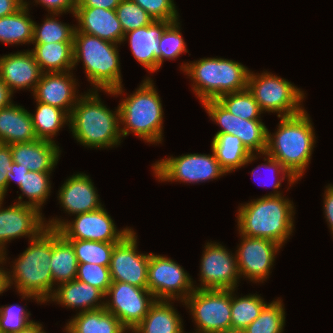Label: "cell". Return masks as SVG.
<instances>
[{"label":"cell","mask_w":333,"mask_h":333,"mask_svg":"<svg viewBox=\"0 0 333 333\" xmlns=\"http://www.w3.org/2000/svg\"><path fill=\"white\" fill-rule=\"evenodd\" d=\"M42 73L30 50L0 56V78L13 94L21 89L33 93Z\"/></svg>","instance_id":"20"},{"label":"cell","mask_w":333,"mask_h":333,"mask_svg":"<svg viewBox=\"0 0 333 333\" xmlns=\"http://www.w3.org/2000/svg\"><path fill=\"white\" fill-rule=\"evenodd\" d=\"M13 162L35 172H53L61 150L56 142L37 139L10 145Z\"/></svg>","instance_id":"24"},{"label":"cell","mask_w":333,"mask_h":333,"mask_svg":"<svg viewBox=\"0 0 333 333\" xmlns=\"http://www.w3.org/2000/svg\"><path fill=\"white\" fill-rule=\"evenodd\" d=\"M200 259V281L195 289L237 290L240 275L236 254L219 242H207Z\"/></svg>","instance_id":"13"},{"label":"cell","mask_w":333,"mask_h":333,"mask_svg":"<svg viewBox=\"0 0 333 333\" xmlns=\"http://www.w3.org/2000/svg\"><path fill=\"white\" fill-rule=\"evenodd\" d=\"M0 199V252L6 251V244L12 240L28 237L29 241L38 237L46 228L42 212L27 204L14 202L9 207Z\"/></svg>","instance_id":"18"},{"label":"cell","mask_w":333,"mask_h":333,"mask_svg":"<svg viewBox=\"0 0 333 333\" xmlns=\"http://www.w3.org/2000/svg\"><path fill=\"white\" fill-rule=\"evenodd\" d=\"M170 21H153L150 25L127 32L122 40H128L131 52L137 62L148 72L160 69L159 38Z\"/></svg>","instance_id":"22"},{"label":"cell","mask_w":333,"mask_h":333,"mask_svg":"<svg viewBox=\"0 0 333 333\" xmlns=\"http://www.w3.org/2000/svg\"><path fill=\"white\" fill-rule=\"evenodd\" d=\"M231 290V331H243L261 313L267 304L258 294H249L237 297Z\"/></svg>","instance_id":"34"},{"label":"cell","mask_w":333,"mask_h":333,"mask_svg":"<svg viewBox=\"0 0 333 333\" xmlns=\"http://www.w3.org/2000/svg\"><path fill=\"white\" fill-rule=\"evenodd\" d=\"M145 10L155 21L179 20L174 0H131Z\"/></svg>","instance_id":"45"},{"label":"cell","mask_w":333,"mask_h":333,"mask_svg":"<svg viewBox=\"0 0 333 333\" xmlns=\"http://www.w3.org/2000/svg\"><path fill=\"white\" fill-rule=\"evenodd\" d=\"M73 71L42 73L33 91L35 101L64 110L69 116L81 94Z\"/></svg>","instance_id":"19"},{"label":"cell","mask_w":333,"mask_h":333,"mask_svg":"<svg viewBox=\"0 0 333 333\" xmlns=\"http://www.w3.org/2000/svg\"><path fill=\"white\" fill-rule=\"evenodd\" d=\"M25 5V0H0V18L17 12Z\"/></svg>","instance_id":"50"},{"label":"cell","mask_w":333,"mask_h":333,"mask_svg":"<svg viewBox=\"0 0 333 333\" xmlns=\"http://www.w3.org/2000/svg\"><path fill=\"white\" fill-rule=\"evenodd\" d=\"M323 199L325 219L333 235V184L326 186Z\"/></svg>","instance_id":"48"},{"label":"cell","mask_w":333,"mask_h":333,"mask_svg":"<svg viewBox=\"0 0 333 333\" xmlns=\"http://www.w3.org/2000/svg\"><path fill=\"white\" fill-rule=\"evenodd\" d=\"M89 175L76 173L65 180L58 191V200L70 216L97 210L103 205Z\"/></svg>","instance_id":"21"},{"label":"cell","mask_w":333,"mask_h":333,"mask_svg":"<svg viewBox=\"0 0 333 333\" xmlns=\"http://www.w3.org/2000/svg\"><path fill=\"white\" fill-rule=\"evenodd\" d=\"M105 298V309L114 314L129 331L144 319L156 301L147 288L118 281L111 282Z\"/></svg>","instance_id":"14"},{"label":"cell","mask_w":333,"mask_h":333,"mask_svg":"<svg viewBox=\"0 0 333 333\" xmlns=\"http://www.w3.org/2000/svg\"><path fill=\"white\" fill-rule=\"evenodd\" d=\"M211 150L214 151L217 161L227 173H232L261 157V154H251L238 136L225 133L214 135Z\"/></svg>","instance_id":"28"},{"label":"cell","mask_w":333,"mask_h":333,"mask_svg":"<svg viewBox=\"0 0 333 333\" xmlns=\"http://www.w3.org/2000/svg\"><path fill=\"white\" fill-rule=\"evenodd\" d=\"M306 110L298 115L280 117L275 133L267 130L266 153L280 161L298 181L309 167L316 135Z\"/></svg>","instance_id":"4"},{"label":"cell","mask_w":333,"mask_h":333,"mask_svg":"<svg viewBox=\"0 0 333 333\" xmlns=\"http://www.w3.org/2000/svg\"><path fill=\"white\" fill-rule=\"evenodd\" d=\"M217 101L231 114L247 120H262L263 111L248 88L220 96Z\"/></svg>","instance_id":"39"},{"label":"cell","mask_w":333,"mask_h":333,"mask_svg":"<svg viewBox=\"0 0 333 333\" xmlns=\"http://www.w3.org/2000/svg\"><path fill=\"white\" fill-rule=\"evenodd\" d=\"M105 299L101 290L75 279L55 286L47 302H57L67 309H80L79 312H84L105 307Z\"/></svg>","instance_id":"25"},{"label":"cell","mask_w":333,"mask_h":333,"mask_svg":"<svg viewBox=\"0 0 333 333\" xmlns=\"http://www.w3.org/2000/svg\"><path fill=\"white\" fill-rule=\"evenodd\" d=\"M51 173L35 171L26 173L20 182L19 189L22 194L19 195L17 202L31 205L42 211L43 204L51 195ZM23 196H26L28 201H22Z\"/></svg>","instance_id":"35"},{"label":"cell","mask_w":333,"mask_h":333,"mask_svg":"<svg viewBox=\"0 0 333 333\" xmlns=\"http://www.w3.org/2000/svg\"><path fill=\"white\" fill-rule=\"evenodd\" d=\"M16 333H46L43 325L40 322H32L30 325H28L25 329L20 330Z\"/></svg>","instance_id":"54"},{"label":"cell","mask_w":333,"mask_h":333,"mask_svg":"<svg viewBox=\"0 0 333 333\" xmlns=\"http://www.w3.org/2000/svg\"><path fill=\"white\" fill-rule=\"evenodd\" d=\"M180 20L170 22L159 38L160 52V68L164 60H175L182 55L188 53L187 45L184 41L182 33L180 32Z\"/></svg>","instance_id":"40"},{"label":"cell","mask_w":333,"mask_h":333,"mask_svg":"<svg viewBox=\"0 0 333 333\" xmlns=\"http://www.w3.org/2000/svg\"><path fill=\"white\" fill-rule=\"evenodd\" d=\"M31 313L26 306L19 304L0 306V333H16L25 329L34 320H30Z\"/></svg>","instance_id":"42"},{"label":"cell","mask_w":333,"mask_h":333,"mask_svg":"<svg viewBox=\"0 0 333 333\" xmlns=\"http://www.w3.org/2000/svg\"><path fill=\"white\" fill-rule=\"evenodd\" d=\"M33 47L30 51L43 73L65 72L74 69L73 42L33 44Z\"/></svg>","instance_id":"31"},{"label":"cell","mask_w":333,"mask_h":333,"mask_svg":"<svg viewBox=\"0 0 333 333\" xmlns=\"http://www.w3.org/2000/svg\"><path fill=\"white\" fill-rule=\"evenodd\" d=\"M137 247V235L133 229L115 244L109 266L111 281L147 288L150 253H139Z\"/></svg>","instance_id":"17"},{"label":"cell","mask_w":333,"mask_h":333,"mask_svg":"<svg viewBox=\"0 0 333 333\" xmlns=\"http://www.w3.org/2000/svg\"><path fill=\"white\" fill-rule=\"evenodd\" d=\"M119 44H114L97 36L74 32L73 67L81 61L92 89L118 96L123 95L120 70Z\"/></svg>","instance_id":"5"},{"label":"cell","mask_w":333,"mask_h":333,"mask_svg":"<svg viewBox=\"0 0 333 333\" xmlns=\"http://www.w3.org/2000/svg\"><path fill=\"white\" fill-rule=\"evenodd\" d=\"M50 268L54 286L76 279L78 262L74 248L57 230L53 229Z\"/></svg>","instance_id":"30"},{"label":"cell","mask_w":333,"mask_h":333,"mask_svg":"<svg viewBox=\"0 0 333 333\" xmlns=\"http://www.w3.org/2000/svg\"><path fill=\"white\" fill-rule=\"evenodd\" d=\"M162 106L153 80L146 77L136 91L122 97L118 105L121 137L134 133L146 143L161 144L164 117Z\"/></svg>","instance_id":"6"},{"label":"cell","mask_w":333,"mask_h":333,"mask_svg":"<svg viewBox=\"0 0 333 333\" xmlns=\"http://www.w3.org/2000/svg\"><path fill=\"white\" fill-rule=\"evenodd\" d=\"M75 251L78 263H94L110 266L112 252L118 242H100L91 240L66 239Z\"/></svg>","instance_id":"38"},{"label":"cell","mask_w":333,"mask_h":333,"mask_svg":"<svg viewBox=\"0 0 333 333\" xmlns=\"http://www.w3.org/2000/svg\"><path fill=\"white\" fill-rule=\"evenodd\" d=\"M153 175L160 182H181L197 184L209 180L220 179L227 172L217 161L214 151L212 154L190 153L178 157L172 155L156 161L152 166Z\"/></svg>","instance_id":"9"},{"label":"cell","mask_w":333,"mask_h":333,"mask_svg":"<svg viewBox=\"0 0 333 333\" xmlns=\"http://www.w3.org/2000/svg\"><path fill=\"white\" fill-rule=\"evenodd\" d=\"M180 70L191 78L192 90L201 103L246 89L250 73L242 63L220 57L186 62Z\"/></svg>","instance_id":"7"},{"label":"cell","mask_w":333,"mask_h":333,"mask_svg":"<svg viewBox=\"0 0 333 333\" xmlns=\"http://www.w3.org/2000/svg\"><path fill=\"white\" fill-rule=\"evenodd\" d=\"M235 251L240 278L253 283H264L271 273L275 258L282 248L267 238H252L242 234Z\"/></svg>","instance_id":"16"},{"label":"cell","mask_w":333,"mask_h":333,"mask_svg":"<svg viewBox=\"0 0 333 333\" xmlns=\"http://www.w3.org/2000/svg\"><path fill=\"white\" fill-rule=\"evenodd\" d=\"M201 104L210 119L221 127L216 133L238 136L251 154L266 152L268 128L262 120H247L235 116L217 100H206Z\"/></svg>","instance_id":"15"},{"label":"cell","mask_w":333,"mask_h":333,"mask_svg":"<svg viewBox=\"0 0 333 333\" xmlns=\"http://www.w3.org/2000/svg\"><path fill=\"white\" fill-rule=\"evenodd\" d=\"M30 3L12 15L0 18V42L6 45L32 44L34 20L29 16Z\"/></svg>","instance_id":"32"},{"label":"cell","mask_w":333,"mask_h":333,"mask_svg":"<svg viewBox=\"0 0 333 333\" xmlns=\"http://www.w3.org/2000/svg\"><path fill=\"white\" fill-rule=\"evenodd\" d=\"M121 0H78L76 7H93L115 10Z\"/></svg>","instance_id":"49"},{"label":"cell","mask_w":333,"mask_h":333,"mask_svg":"<svg viewBox=\"0 0 333 333\" xmlns=\"http://www.w3.org/2000/svg\"><path fill=\"white\" fill-rule=\"evenodd\" d=\"M247 88L263 113H277L280 118L298 115L305 110L302 107L304 91L272 72L255 74L250 71Z\"/></svg>","instance_id":"8"},{"label":"cell","mask_w":333,"mask_h":333,"mask_svg":"<svg viewBox=\"0 0 333 333\" xmlns=\"http://www.w3.org/2000/svg\"><path fill=\"white\" fill-rule=\"evenodd\" d=\"M28 242L29 247L12 261V270L7 271L8 285H14L22 299L45 304L55 290L50 268L52 229L46 228Z\"/></svg>","instance_id":"1"},{"label":"cell","mask_w":333,"mask_h":333,"mask_svg":"<svg viewBox=\"0 0 333 333\" xmlns=\"http://www.w3.org/2000/svg\"><path fill=\"white\" fill-rule=\"evenodd\" d=\"M12 96L13 93L10 91L7 84L0 78V109L13 103Z\"/></svg>","instance_id":"52"},{"label":"cell","mask_w":333,"mask_h":333,"mask_svg":"<svg viewBox=\"0 0 333 333\" xmlns=\"http://www.w3.org/2000/svg\"><path fill=\"white\" fill-rule=\"evenodd\" d=\"M37 139L30 111L15 103L0 109V143L12 145Z\"/></svg>","instance_id":"26"},{"label":"cell","mask_w":333,"mask_h":333,"mask_svg":"<svg viewBox=\"0 0 333 333\" xmlns=\"http://www.w3.org/2000/svg\"><path fill=\"white\" fill-rule=\"evenodd\" d=\"M66 333H127L128 329L105 307L76 313L64 328Z\"/></svg>","instance_id":"29"},{"label":"cell","mask_w":333,"mask_h":333,"mask_svg":"<svg viewBox=\"0 0 333 333\" xmlns=\"http://www.w3.org/2000/svg\"><path fill=\"white\" fill-rule=\"evenodd\" d=\"M74 219L60 218L45 221L47 228L57 230L65 239L91 240L100 242H119L133 228L125 227L118 230L107 210L101 208L74 215Z\"/></svg>","instance_id":"11"},{"label":"cell","mask_w":333,"mask_h":333,"mask_svg":"<svg viewBox=\"0 0 333 333\" xmlns=\"http://www.w3.org/2000/svg\"><path fill=\"white\" fill-rule=\"evenodd\" d=\"M84 93L69 116V129L73 138L90 149L118 147L122 140L118 106L115 111L107 108L98 90Z\"/></svg>","instance_id":"2"},{"label":"cell","mask_w":333,"mask_h":333,"mask_svg":"<svg viewBox=\"0 0 333 333\" xmlns=\"http://www.w3.org/2000/svg\"><path fill=\"white\" fill-rule=\"evenodd\" d=\"M36 102L35 113H30L33 121V127L38 139L55 142V137L59 130L65 125L69 126V115L62 109Z\"/></svg>","instance_id":"33"},{"label":"cell","mask_w":333,"mask_h":333,"mask_svg":"<svg viewBox=\"0 0 333 333\" xmlns=\"http://www.w3.org/2000/svg\"><path fill=\"white\" fill-rule=\"evenodd\" d=\"M195 282L173 259L150 253L147 289L156 300L183 301L195 290Z\"/></svg>","instance_id":"12"},{"label":"cell","mask_w":333,"mask_h":333,"mask_svg":"<svg viewBox=\"0 0 333 333\" xmlns=\"http://www.w3.org/2000/svg\"><path fill=\"white\" fill-rule=\"evenodd\" d=\"M6 255L7 251H3L2 256L0 257V295L9 288L7 280V270H5V267H3V264H6L8 258Z\"/></svg>","instance_id":"53"},{"label":"cell","mask_w":333,"mask_h":333,"mask_svg":"<svg viewBox=\"0 0 333 333\" xmlns=\"http://www.w3.org/2000/svg\"><path fill=\"white\" fill-rule=\"evenodd\" d=\"M281 298L268 302L260 315L248 325L244 333H283L285 326V307Z\"/></svg>","instance_id":"36"},{"label":"cell","mask_w":333,"mask_h":333,"mask_svg":"<svg viewBox=\"0 0 333 333\" xmlns=\"http://www.w3.org/2000/svg\"><path fill=\"white\" fill-rule=\"evenodd\" d=\"M224 333H244L243 331H226Z\"/></svg>","instance_id":"55"},{"label":"cell","mask_w":333,"mask_h":333,"mask_svg":"<svg viewBox=\"0 0 333 333\" xmlns=\"http://www.w3.org/2000/svg\"><path fill=\"white\" fill-rule=\"evenodd\" d=\"M76 279L92 285L105 295L112 282L109 267L94 263H78Z\"/></svg>","instance_id":"44"},{"label":"cell","mask_w":333,"mask_h":333,"mask_svg":"<svg viewBox=\"0 0 333 333\" xmlns=\"http://www.w3.org/2000/svg\"><path fill=\"white\" fill-rule=\"evenodd\" d=\"M33 3L44 6L46 10L48 9L49 14H66L68 12L74 16L78 0H34Z\"/></svg>","instance_id":"47"},{"label":"cell","mask_w":333,"mask_h":333,"mask_svg":"<svg viewBox=\"0 0 333 333\" xmlns=\"http://www.w3.org/2000/svg\"><path fill=\"white\" fill-rule=\"evenodd\" d=\"M294 208L284 195L262 196L241 204L236 216L239 234L267 238L283 247L295 228Z\"/></svg>","instance_id":"3"},{"label":"cell","mask_w":333,"mask_h":333,"mask_svg":"<svg viewBox=\"0 0 333 333\" xmlns=\"http://www.w3.org/2000/svg\"><path fill=\"white\" fill-rule=\"evenodd\" d=\"M74 17L78 22L75 31L97 36L114 44L122 43L125 34L115 10L76 7Z\"/></svg>","instance_id":"23"},{"label":"cell","mask_w":333,"mask_h":333,"mask_svg":"<svg viewBox=\"0 0 333 333\" xmlns=\"http://www.w3.org/2000/svg\"><path fill=\"white\" fill-rule=\"evenodd\" d=\"M124 34L150 25L154 19L138 4L131 0H121L115 9Z\"/></svg>","instance_id":"41"},{"label":"cell","mask_w":333,"mask_h":333,"mask_svg":"<svg viewBox=\"0 0 333 333\" xmlns=\"http://www.w3.org/2000/svg\"><path fill=\"white\" fill-rule=\"evenodd\" d=\"M30 170L28 168H24L21 164L12 163L11 171L7 172V189L10 183L14 180L17 186H20V182L26 173Z\"/></svg>","instance_id":"51"},{"label":"cell","mask_w":333,"mask_h":333,"mask_svg":"<svg viewBox=\"0 0 333 333\" xmlns=\"http://www.w3.org/2000/svg\"><path fill=\"white\" fill-rule=\"evenodd\" d=\"M183 303L195 321V333L231 331V290L195 289Z\"/></svg>","instance_id":"10"},{"label":"cell","mask_w":333,"mask_h":333,"mask_svg":"<svg viewBox=\"0 0 333 333\" xmlns=\"http://www.w3.org/2000/svg\"><path fill=\"white\" fill-rule=\"evenodd\" d=\"M262 156H264L265 158L264 161L266 163H261L260 165H258L256 168H254L252 171H251V174L252 176H258V171H260L259 169L264 167L266 170L270 171L269 173V176L271 177V180H270V184L269 186L271 185V187H273V193H268L264 196H280V195H283L282 192L278 191V189H280L281 187V183L282 181H284V179H286L288 181V184L289 186L293 185L294 183L297 182V180L292 176V174L282 165V163L274 158H272L270 155H268L266 152L262 153L261 154ZM257 173V174H255ZM275 175V177H274ZM267 176V175H266ZM268 176V177H269ZM269 179V178H268ZM275 180V181H274ZM259 184V182H258ZM264 185L267 187V185L264 183ZM262 185V186H264Z\"/></svg>","instance_id":"43"},{"label":"cell","mask_w":333,"mask_h":333,"mask_svg":"<svg viewBox=\"0 0 333 333\" xmlns=\"http://www.w3.org/2000/svg\"><path fill=\"white\" fill-rule=\"evenodd\" d=\"M172 300H156L131 333H185L183 320Z\"/></svg>","instance_id":"27"},{"label":"cell","mask_w":333,"mask_h":333,"mask_svg":"<svg viewBox=\"0 0 333 333\" xmlns=\"http://www.w3.org/2000/svg\"><path fill=\"white\" fill-rule=\"evenodd\" d=\"M62 14L47 15L42 24L34 21L33 42L32 44H46L57 42H73L76 27L61 22L55 16Z\"/></svg>","instance_id":"37"},{"label":"cell","mask_w":333,"mask_h":333,"mask_svg":"<svg viewBox=\"0 0 333 333\" xmlns=\"http://www.w3.org/2000/svg\"><path fill=\"white\" fill-rule=\"evenodd\" d=\"M13 163L11 147L0 143V199H4L7 193V172L11 171Z\"/></svg>","instance_id":"46"}]
</instances>
